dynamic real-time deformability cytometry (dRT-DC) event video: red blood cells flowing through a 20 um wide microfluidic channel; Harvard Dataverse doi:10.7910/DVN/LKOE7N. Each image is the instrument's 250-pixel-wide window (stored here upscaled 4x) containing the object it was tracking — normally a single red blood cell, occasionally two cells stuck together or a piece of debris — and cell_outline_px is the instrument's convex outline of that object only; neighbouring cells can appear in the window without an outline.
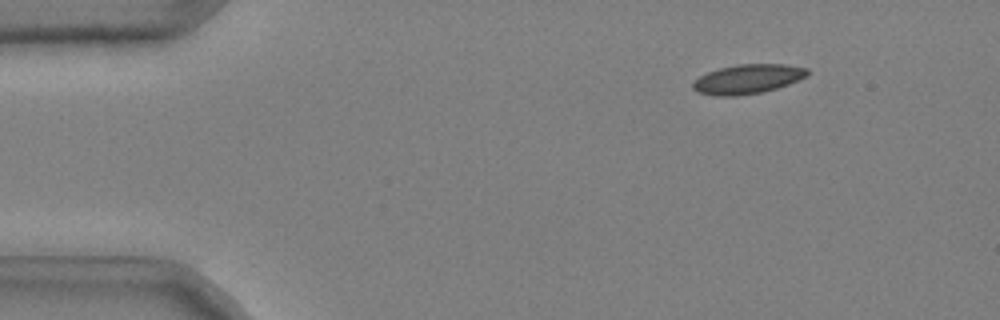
{"species": "common noctule bat (a hibernating species)", "species_latin": "Nyctalus noctula", "temperature_condition": "cold", "stored_images_in_passage": 42, "camera_frame_rate_fps": 3000, "um_per_image_px": 0.085, "animal": {"sex": "male", "body_mass_g": 20.4}, "frame": {"image": 1, "passage_image": 1, "time_ms": 0.0, "image_size_px": [1000, 320], "cell_outline_px": [[808, 76], [788, 84], [776, 88], [760, 92], [736, 96], [716, 96], [696, 92], [692, 88], [692, 84], [700, 76], [708, 72], [720, 68], [736, 64], [784, 64], [808, 68]], "centroid_in_image_um": [63.55, 6.72], "position_along_channel_um": 21.5, "area_um2": 19.54}}
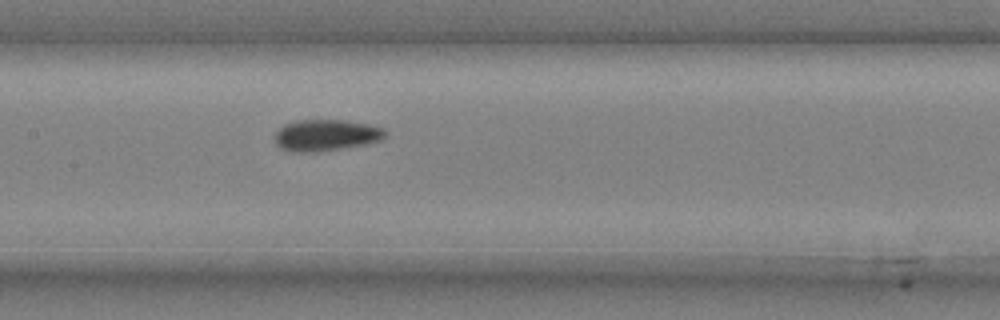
{"frame": {"image": 2, "passage_image": 20, "time_ms": 6.333, "image_size_px": [1000, 320], "cell_outline_px": [[388, 132], [380, 140], [368, 144], [316, 152], [292, 152], [280, 148], [276, 144], [276, 132], [284, 124], [296, 120], [348, 120], [368, 124], [384, 128]], "centroid_in_image_um": [27.72, 11.49], "position_along_channel_um": 179.7, "area_um2": 20.35}}
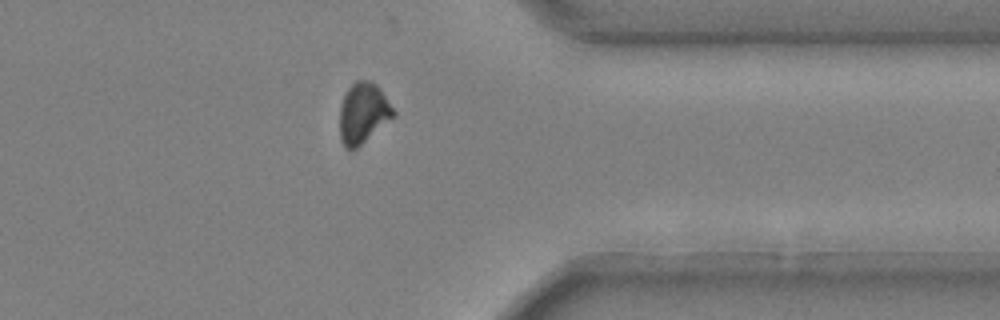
{"frame": {"image": 3, "passage_image": 37, "time_ms": 12.0, "image_size_px": [1000, 320], "cell_outline_px": [[396, 116], [356, 148], [344, 148], [340, 136], [340, 104], [348, 88], [356, 80], [372, 80], [380, 88], [396, 112]], "centroid_in_image_um": [30.88, 9.59], "position_along_channel_um": 380.5, "area_um2": 19.02}, "authors_computed_cell_mechanics": {"area_um2": 19.5364, "velocity_mm_per_s": 3.699, "shape_relaxation_time_tau1_ms": 6.3006, "shape_relaxation_time_tau2_ms": null, "deformation_change_tau1": 0.113, "deformation_change_tau2": null}}